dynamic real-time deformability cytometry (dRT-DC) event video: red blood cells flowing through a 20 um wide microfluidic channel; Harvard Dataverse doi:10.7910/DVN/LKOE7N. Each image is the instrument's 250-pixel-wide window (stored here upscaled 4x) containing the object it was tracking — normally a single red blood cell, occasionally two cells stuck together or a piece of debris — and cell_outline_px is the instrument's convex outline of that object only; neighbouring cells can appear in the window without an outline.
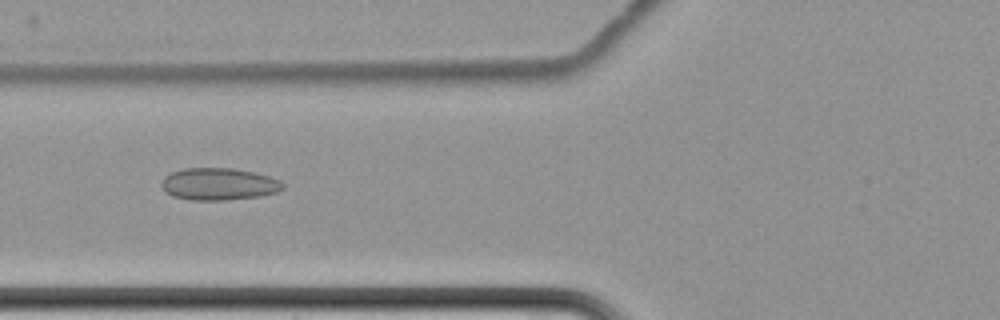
{"species": "common noctule bat (a hibernating species)", "species_latin": "Nyctalus noctula", "temperature_condition": "cold", "stored_images_in_passage": 6, "camera_frame_rate_fps": 3000, "um_per_image_px": 0.085, "animal": {"sex": "female", "body_mass_g": 22.7, "forearm_length_mm": 54.2}, "frame": {"image": 1, "passage_image": 2, "time_ms": 1.0, "image_size_px": [1000, 320], "cell_outline_px": [[284, 188], [276, 192], [260, 196], [224, 200], [192, 200], [172, 196], [164, 192], [160, 184], [164, 176], [172, 172], [184, 168], [232, 168], [256, 172], [280, 180], [284, 184]], "centroid_in_image_um": [18.57, 15.64], "position_along_channel_um": 107.2, "area_um2": 22.89}}
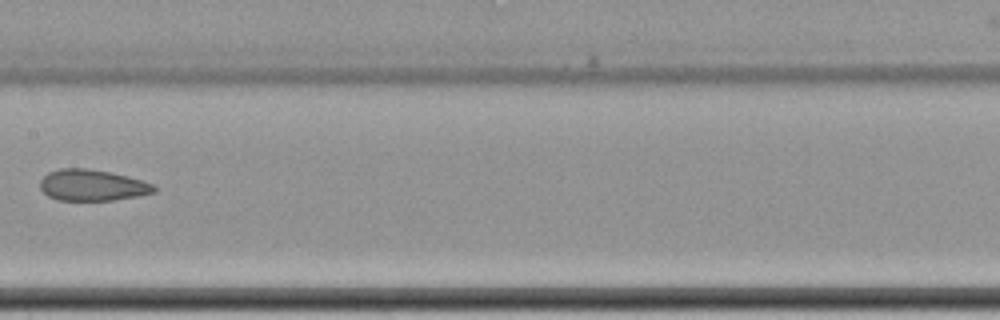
{"frame": {"image": 2, "passage_image": 4, "time_ms": 3.667, "image_size_px": [1000, 320], "cell_outline_px": [[156, 192], [136, 196], [112, 200], [56, 200], [48, 196], [40, 188], [40, 180], [48, 172], [60, 168], [88, 168], [112, 172], [140, 180], [152, 184], [156, 188]], "centroid_in_image_um": [7.8, 15.73], "position_along_channel_um": 199.6, "area_um2": 20.69}}
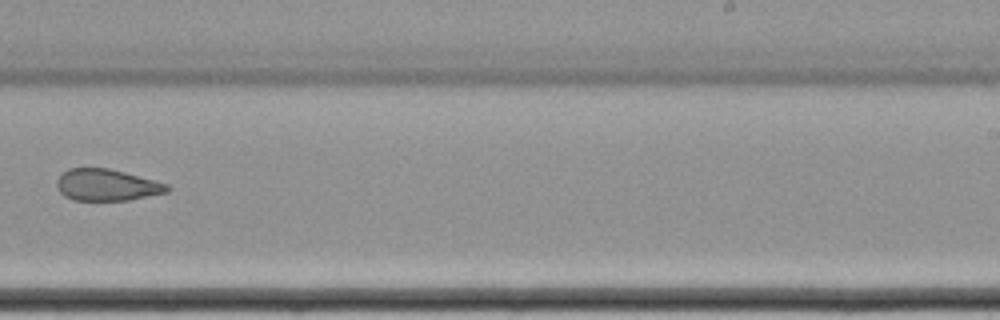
{"frame": {"image": 3, "passage_image": 6, "time_ms": 6.0, "image_size_px": [1000, 320], "cell_outline_px": [[172, 188], [168, 192], [128, 200], [72, 200], [64, 196], [56, 188], [56, 180], [68, 168], [108, 168], [124, 172], [168, 184]], "centroid_in_image_um": [9.06, 15.73], "position_along_channel_um": 279.9, "area_um2": 20.35}}